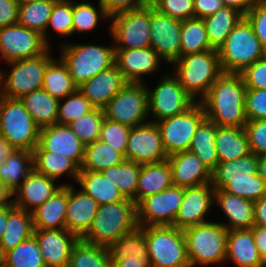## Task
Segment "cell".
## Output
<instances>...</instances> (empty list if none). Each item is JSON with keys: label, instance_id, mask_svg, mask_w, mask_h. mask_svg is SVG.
<instances>
[{"label": "cell", "instance_id": "6da1fadb", "mask_svg": "<svg viewBox=\"0 0 266 267\" xmlns=\"http://www.w3.org/2000/svg\"><path fill=\"white\" fill-rule=\"evenodd\" d=\"M246 89L240 74L222 73L200 101L206 117L217 126L244 127Z\"/></svg>", "mask_w": 266, "mask_h": 267}, {"label": "cell", "instance_id": "7a4b0ae2", "mask_svg": "<svg viewBox=\"0 0 266 267\" xmlns=\"http://www.w3.org/2000/svg\"><path fill=\"white\" fill-rule=\"evenodd\" d=\"M138 227L136 203L129 198L98 206L91 227L81 237L85 242L109 248L122 235Z\"/></svg>", "mask_w": 266, "mask_h": 267}, {"label": "cell", "instance_id": "3957f363", "mask_svg": "<svg viewBox=\"0 0 266 267\" xmlns=\"http://www.w3.org/2000/svg\"><path fill=\"white\" fill-rule=\"evenodd\" d=\"M223 73L240 74L246 67L266 56V50L243 17L217 49Z\"/></svg>", "mask_w": 266, "mask_h": 267}, {"label": "cell", "instance_id": "277c9868", "mask_svg": "<svg viewBox=\"0 0 266 267\" xmlns=\"http://www.w3.org/2000/svg\"><path fill=\"white\" fill-rule=\"evenodd\" d=\"M173 66L181 86L194 100L200 96L199 102L223 73L216 49L181 56Z\"/></svg>", "mask_w": 266, "mask_h": 267}, {"label": "cell", "instance_id": "5b68a950", "mask_svg": "<svg viewBox=\"0 0 266 267\" xmlns=\"http://www.w3.org/2000/svg\"><path fill=\"white\" fill-rule=\"evenodd\" d=\"M183 232L191 267L225 262L228 229L220 222L208 221Z\"/></svg>", "mask_w": 266, "mask_h": 267}, {"label": "cell", "instance_id": "8992f818", "mask_svg": "<svg viewBox=\"0 0 266 267\" xmlns=\"http://www.w3.org/2000/svg\"><path fill=\"white\" fill-rule=\"evenodd\" d=\"M61 48L59 57L67 66L72 81L77 87L115 64L114 44L105 47L64 42Z\"/></svg>", "mask_w": 266, "mask_h": 267}, {"label": "cell", "instance_id": "52a82bcc", "mask_svg": "<svg viewBox=\"0 0 266 267\" xmlns=\"http://www.w3.org/2000/svg\"><path fill=\"white\" fill-rule=\"evenodd\" d=\"M141 228L145 232L150 267H191L183 230L173 225Z\"/></svg>", "mask_w": 266, "mask_h": 267}, {"label": "cell", "instance_id": "ba28073f", "mask_svg": "<svg viewBox=\"0 0 266 267\" xmlns=\"http://www.w3.org/2000/svg\"><path fill=\"white\" fill-rule=\"evenodd\" d=\"M40 127L20 99L0 95V136L16 150L33 152L38 145Z\"/></svg>", "mask_w": 266, "mask_h": 267}, {"label": "cell", "instance_id": "9c48e42d", "mask_svg": "<svg viewBox=\"0 0 266 267\" xmlns=\"http://www.w3.org/2000/svg\"><path fill=\"white\" fill-rule=\"evenodd\" d=\"M49 53L50 48L40 56L9 62L12 66L10 73L0 71V95L21 99L24 95L41 89L45 69L53 59Z\"/></svg>", "mask_w": 266, "mask_h": 267}, {"label": "cell", "instance_id": "30bf717a", "mask_svg": "<svg viewBox=\"0 0 266 267\" xmlns=\"http://www.w3.org/2000/svg\"><path fill=\"white\" fill-rule=\"evenodd\" d=\"M104 118L135 127L146 123L147 85L128 82L103 108Z\"/></svg>", "mask_w": 266, "mask_h": 267}, {"label": "cell", "instance_id": "8fae6325", "mask_svg": "<svg viewBox=\"0 0 266 267\" xmlns=\"http://www.w3.org/2000/svg\"><path fill=\"white\" fill-rule=\"evenodd\" d=\"M206 118L203 105L197 101L185 112L157 121L166 154L189 150L192 139Z\"/></svg>", "mask_w": 266, "mask_h": 267}, {"label": "cell", "instance_id": "7c38bea8", "mask_svg": "<svg viewBox=\"0 0 266 267\" xmlns=\"http://www.w3.org/2000/svg\"><path fill=\"white\" fill-rule=\"evenodd\" d=\"M109 19L113 20L109 28L115 49L151 47L150 5L118 13Z\"/></svg>", "mask_w": 266, "mask_h": 267}, {"label": "cell", "instance_id": "4fadbf2b", "mask_svg": "<svg viewBox=\"0 0 266 267\" xmlns=\"http://www.w3.org/2000/svg\"><path fill=\"white\" fill-rule=\"evenodd\" d=\"M154 90L147 87L148 113L153 114L152 122L161 121L188 110L196 101L184 90L177 76H162Z\"/></svg>", "mask_w": 266, "mask_h": 267}, {"label": "cell", "instance_id": "5bb4252c", "mask_svg": "<svg viewBox=\"0 0 266 267\" xmlns=\"http://www.w3.org/2000/svg\"><path fill=\"white\" fill-rule=\"evenodd\" d=\"M184 188L172 185L142 199L136 205L138 227L172 225L183 200Z\"/></svg>", "mask_w": 266, "mask_h": 267}, {"label": "cell", "instance_id": "9a60e30c", "mask_svg": "<svg viewBox=\"0 0 266 267\" xmlns=\"http://www.w3.org/2000/svg\"><path fill=\"white\" fill-rule=\"evenodd\" d=\"M49 48L43 35L19 23L0 29V57L7 63L40 56Z\"/></svg>", "mask_w": 266, "mask_h": 267}, {"label": "cell", "instance_id": "2e32d148", "mask_svg": "<svg viewBox=\"0 0 266 267\" xmlns=\"http://www.w3.org/2000/svg\"><path fill=\"white\" fill-rule=\"evenodd\" d=\"M161 132L152 120L131 127L125 159L139 164L159 163L167 160Z\"/></svg>", "mask_w": 266, "mask_h": 267}, {"label": "cell", "instance_id": "e0dca14e", "mask_svg": "<svg viewBox=\"0 0 266 267\" xmlns=\"http://www.w3.org/2000/svg\"><path fill=\"white\" fill-rule=\"evenodd\" d=\"M181 25V20L159 13L150 5V46L168 64L180 58Z\"/></svg>", "mask_w": 266, "mask_h": 267}, {"label": "cell", "instance_id": "ac0fdd59", "mask_svg": "<svg viewBox=\"0 0 266 267\" xmlns=\"http://www.w3.org/2000/svg\"><path fill=\"white\" fill-rule=\"evenodd\" d=\"M33 151H50V155L65 156L80 168L85 145L68 125L54 123L40 128L38 145Z\"/></svg>", "mask_w": 266, "mask_h": 267}, {"label": "cell", "instance_id": "d6986e66", "mask_svg": "<svg viewBox=\"0 0 266 267\" xmlns=\"http://www.w3.org/2000/svg\"><path fill=\"white\" fill-rule=\"evenodd\" d=\"M213 204H215V188L211 182L185 187L182 203L172 225L184 230L208 222L204 217H207Z\"/></svg>", "mask_w": 266, "mask_h": 267}, {"label": "cell", "instance_id": "ffe728a7", "mask_svg": "<svg viewBox=\"0 0 266 267\" xmlns=\"http://www.w3.org/2000/svg\"><path fill=\"white\" fill-rule=\"evenodd\" d=\"M46 267H67L71 251L79 237L65 229H34Z\"/></svg>", "mask_w": 266, "mask_h": 267}, {"label": "cell", "instance_id": "44dd1931", "mask_svg": "<svg viewBox=\"0 0 266 267\" xmlns=\"http://www.w3.org/2000/svg\"><path fill=\"white\" fill-rule=\"evenodd\" d=\"M161 57L152 48L115 49V65L125 79L132 83H143L142 76L159 69Z\"/></svg>", "mask_w": 266, "mask_h": 267}, {"label": "cell", "instance_id": "7402d4cb", "mask_svg": "<svg viewBox=\"0 0 266 267\" xmlns=\"http://www.w3.org/2000/svg\"><path fill=\"white\" fill-rule=\"evenodd\" d=\"M127 83L123 73L114 64L82 83L77 89L94 108L103 109Z\"/></svg>", "mask_w": 266, "mask_h": 267}, {"label": "cell", "instance_id": "603a6c76", "mask_svg": "<svg viewBox=\"0 0 266 267\" xmlns=\"http://www.w3.org/2000/svg\"><path fill=\"white\" fill-rule=\"evenodd\" d=\"M54 181L56 180L33 169L13 192L16 195L13 199L14 206L32 212L64 185H56Z\"/></svg>", "mask_w": 266, "mask_h": 267}, {"label": "cell", "instance_id": "cb8c5ba5", "mask_svg": "<svg viewBox=\"0 0 266 267\" xmlns=\"http://www.w3.org/2000/svg\"><path fill=\"white\" fill-rule=\"evenodd\" d=\"M173 185L192 187L211 182V171L191 151H180L167 158Z\"/></svg>", "mask_w": 266, "mask_h": 267}, {"label": "cell", "instance_id": "d4e9b609", "mask_svg": "<svg viewBox=\"0 0 266 267\" xmlns=\"http://www.w3.org/2000/svg\"><path fill=\"white\" fill-rule=\"evenodd\" d=\"M98 203L82 189L76 191L68 183L65 228L81 238L91 227Z\"/></svg>", "mask_w": 266, "mask_h": 267}, {"label": "cell", "instance_id": "484cf974", "mask_svg": "<svg viewBox=\"0 0 266 267\" xmlns=\"http://www.w3.org/2000/svg\"><path fill=\"white\" fill-rule=\"evenodd\" d=\"M226 260L232 261L237 267H264L251 228L228 230Z\"/></svg>", "mask_w": 266, "mask_h": 267}, {"label": "cell", "instance_id": "4316f807", "mask_svg": "<svg viewBox=\"0 0 266 267\" xmlns=\"http://www.w3.org/2000/svg\"><path fill=\"white\" fill-rule=\"evenodd\" d=\"M215 204L226 215L227 223H221L228 230L249 229L254 225V202L234 194L215 189Z\"/></svg>", "mask_w": 266, "mask_h": 267}, {"label": "cell", "instance_id": "83f0119b", "mask_svg": "<svg viewBox=\"0 0 266 267\" xmlns=\"http://www.w3.org/2000/svg\"><path fill=\"white\" fill-rule=\"evenodd\" d=\"M68 204V184L58 189L32 213L33 229H65V216Z\"/></svg>", "mask_w": 266, "mask_h": 267}, {"label": "cell", "instance_id": "f1b7e54d", "mask_svg": "<svg viewBox=\"0 0 266 267\" xmlns=\"http://www.w3.org/2000/svg\"><path fill=\"white\" fill-rule=\"evenodd\" d=\"M172 185V170L168 160L141 164L136 189V205L142 199L164 191Z\"/></svg>", "mask_w": 266, "mask_h": 267}, {"label": "cell", "instance_id": "f546056e", "mask_svg": "<svg viewBox=\"0 0 266 267\" xmlns=\"http://www.w3.org/2000/svg\"><path fill=\"white\" fill-rule=\"evenodd\" d=\"M215 144L219 162H229L251 153L244 127L217 126Z\"/></svg>", "mask_w": 266, "mask_h": 267}, {"label": "cell", "instance_id": "4dcf8cb0", "mask_svg": "<svg viewBox=\"0 0 266 267\" xmlns=\"http://www.w3.org/2000/svg\"><path fill=\"white\" fill-rule=\"evenodd\" d=\"M257 155L250 153L245 157L229 162H219L211 172V185L223 189L231 180L252 179L257 174Z\"/></svg>", "mask_w": 266, "mask_h": 267}, {"label": "cell", "instance_id": "1f68e13d", "mask_svg": "<svg viewBox=\"0 0 266 267\" xmlns=\"http://www.w3.org/2000/svg\"><path fill=\"white\" fill-rule=\"evenodd\" d=\"M77 183L98 205L114 203L125 199L115 183L101 172L80 170Z\"/></svg>", "mask_w": 266, "mask_h": 267}, {"label": "cell", "instance_id": "d6a6232c", "mask_svg": "<svg viewBox=\"0 0 266 267\" xmlns=\"http://www.w3.org/2000/svg\"><path fill=\"white\" fill-rule=\"evenodd\" d=\"M20 100L40 128L57 122L60 100L52 97L43 88L24 95Z\"/></svg>", "mask_w": 266, "mask_h": 267}, {"label": "cell", "instance_id": "836d02e7", "mask_svg": "<svg viewBox=\"0 0 266 267\" xmlns=\"http://www.w3.org/2000/svg\"><path fill=\"white\" fill-rule=\"evenodd\" d=\"M32 213L14 207L9 213L0 248L4 253L15 248L33 235Z\"/></svg>", "mask_w": 266, "mask_h": 267}, {"label": "cell", "instance_id": "e575fe53", "mask_svg": "<svg viewBox=\"0 0 266 267\" xmlns=\"http://www.w3.org/2000/svg\"><path fill=\"white\" fill-rule=\"evenodd\" d=\"M216 133L217 125L206 117L200 123L189 148L211 172L219 163L215 144Z\"/></svg>", "mask_w": 266, "mask_h": 267}, {"label": "cell", "instance_id": "d590c367", "mask_svg": "<svg viewBox=\"0 0 266 267\" xmlns=\"http://www.w3.org/2000/svg\"><path fill=\"white\" fill-rule=\"evenodd\" d=\"M244 15L237 9L224 6L216 13L203 18L209 42L213 49H218L240 22Z\"/></svg>", "mask_w": 266, "mask_h": 267}, {"label": "cell", "instance_id": "8d00e7d4", "mask_svg": "<svg viewBox=\"0 0 266 267\" xmlns=\"http://www.w3.org/2000/svg\"><path fill=\"white\" fill-rule=\"evenodd\" d=\"M33 169V152L14 150L0 164V181L14 192Z\"/></svg>", "mask_w": 266, "mask_h": 267}, {"label": "cell", "instance_id": "74e56055", "mask_svg": "<svg viewBox=\"0 0 266 267\" xmlns=\"http://www.w3.org/2000/svg\"><path fill=\"white\" fill-rule=\"evenodd\" d=\"M57 0H44L32 3L19 4L18 21L22 26L34 30L41 35L46 44L50 47L47 25L54 3Z\"/></svg>", "mask_w": 266, "mask_h": 267}, {"label": "cell", "instance_id": "f35d334b", "mask_svg": "<svg viewBox=\"0 0 266 267\" xmlns=\"http://www.w3.org/2000/svg\"><path fill=\"white\" fill-rule=\"evenodd\" d=\"M125 156L101 140L85 146L84 159L80 170L101 172L125 161Z\"/></svg>", "mask_w": 266, "mask_h": 267}, {"label": "cell", "instance_id": "ab89813d", "mask_svg": "<svg viewBox=\"0 0 266 267\" xmlns=\"http://www.w3.org/2000/svg\"><path fill=\"white\" fill-rule=\"evenodd\" d=\"M42 88L52 97L62 100L73 94L78 87L73 83L64 62L60 58L58 61L53 58L45 69Z\"/></svg>", "mask_w": 266, "mask_h": 267}, {"label": "cell", "instance_id": "60d3db41", "mask_svg": "<svg viewBox=\"0 0 266 267\" xmlns=\"http://www.w3.org/2000/svg\"><path fill=\"white\" fill-rule=\"evenodd\" d=\"M34 169L47 177L58 179L66 172L77 182L80 168L69 158L50 155V151H33Z\"/></svg>", "mask_w": 266, "mask_h": 267}, {"label": "cell", "instance_id": "b9f144b4", "mask_svg": "<svg viewBox=\"0 0 266 267\" xmlns=\"http://www.w3.org/2000/svg\"><path fill=\"white\" fill-rule=\"evenodd\" d=\"M180 39V57L213 50L201 18L182 20Z\"/></svg>", "mask_w": 266, "mask_h": 267}, {"label": "cell", "instance_id": "7bdbcfd3", "mask_svg": "<svg viewBox=\"0 0 266 267\" xmlns=\"http://www.w3.org/2000/svg\"><path fill=\"white\" fill-rule=\"evenodd\" d=\"M110 262L108 248L79 238L72 248L67 267H110Z\"/></svg>", "mask_w": 266, "mask_h": 267}, {"label": "cell", "instance_id": "ee69618b", "mask_svg": "<svg viewBox=\"0 0 266 267\" xmlns=\"http://www.w3.org/2000/svg\"><path fill=\"white\" fill-rule=\"evenodd\" d=\"M141 164L125 160L122 164L109 167L101 173L118 187L125 198L136 203V189Z\"/></svg>", "mask_w": 266, "mask_h": 267}, {"label": "cell", "instance_id": "f6af8a7d", "mask_svg": "<svg viewBox=\"0 0 266 267\" xmlns=\"http://www.w3.org/2000/svg\"><path fill=\"white\" fill-rule=\"evenodd\" d=\"M111 261H122L129 255L135 257H149L145 232L137 227L132 232L122 235L109 248Z\"/></svg>", "mask_w": 266, "mask_h": 267}, {"label": "cell", "instance_id": "bcb514c9", "mask_svg": "<svg viewBox=\"0 0 266 267\" xmlns=\"http://www.w3.org/2000/svg\"><path fill=\"white\" fill-rule=\"evenodd\" d=\"M5 267H46L34 235L5 253Z\"/></svg>", "mask_w": 266, "mask_h": 267}, {"label": "cell", "instance_id": "7dc6e473", "mask_svg": "<svg viewBox=\"0 0 266 267\" xmlns=\"http://www.w3.org/2000/svg\"><path fill=\"white\" fill-rule=\"evenodd\" d=\"M103 120V109L94 108L88 114L71 121L67 125L86 146L99 139Z\"/></svg>", "mask_w": 266, "mask_h": 267}, {"label": "cell", "instance_id": "c3c4849f", "mask_svg": "<svg viewBox=\"0 0 266 267\" xmlns=\"http://www.w3.org/2000/svg\"><path fill=\"white\" fill-rule=\"evenodd\" d=\"M85 1L86 0L81 3H73L72 34L94 30L100 17L109 18L99 0V8L97 9L93 4Z\"/></svg>", "mask_w": 266, "mask_h": 267}, {"label": "cell", "instance_id": "681fc988", "mask_svg": "<svg viewBox=\"0 0 266 267\" xmlns=\"http://www.w3.org/2000/svg\"><path fill=\"white\" fill-rule=\"evenodd\" d=\"M65 102H59L57 122L58 124H69L71 121L91 112L94 107L77 89L73 94L66 96Z\"/></svg>", "mask_w": 266, "mask_h": 267}, {"label": "cell", "instance_id": "f907efd6", "mask_svg": "<svg viewBox=\"0 0 266 267\" xmlns=\"http://www.w3.org/2000/svg\"><path fill=\"white\" fill-rule=\"evenodd\" d=\"M222 190L255 202L266 196V183L255 174L252 179L231 180Z\"/></svg>", "mask_w": 266, "mask_h": 267}, {"label": "cell", "instance_id": "816d5d0a", "mask_svg": "<svg viewBox=\"0 0 266 267\" xmlns=\"http://www.w3.org/2000/svg\"><path fill=\"white\" fill-rule=\"evenodd\" d=\"M130 130L131 127L128 125L104 118L101 125L99 140L109 144V146L125 156Z\"/></svg>", "mask_w": 266, "mask_h": 267}, {"label": "cell", "instance_id": "f5cc1de1", "mask_svg": "<svg viewBox=\"0 0 266 267\" xmlns=\"http://www.w3.org/2000/svg\"><path fill=\"white\" fill-rule=\"evenodd\" d=\"M73 2L70 0H57L51 11L47 28L52 26L61 37L72 35Z\"/></svg>", "mask_w": 266, "mask_h": 267}, {"label": "cell", "instance_id": "db71d44e", "mask_svg": "<svg viewBox=\"0 0 266 267\" xmlns=\"http://www.w3.org/2000/svg\"><path fill=\"white\" fill-rule=\"evenodd\" d=\"M151 6L159 13L181 21L195 18L194 0H151Z\"/></svg>", "mask_w": 266, "mask_h": 267}, {"label": "cell", "instance_id": "11a10c76", "mask_svg": "<svg viewBox=\"0 0 266 267\" xmlns=\"http://www.w3.org/2000/svg\"><path fill=\"white\" fill-rule=\"evenodd\" d=\"M251 153L266 154V119L248 120L244 126Z\"/></svg>", "mask_w": 266, "mask_h": 267}, {"label": "cell", "instance_id": "9f6ffc18", "mask_svg": "<svg viewBox=\"0 0 266 267\" xmlns=\"http://www.w3.org/2000/svg\"><path fill=\"white\" fill-rule=\"evenodd\" d=\"M244 105L247 120L266 119V89H246Z\"/></svg>", "mask_w": 266, "mask_h": 267}, {"label": "cell", "instance_id": "6f0895ef", "mask_svg": "<svg viewBox=\"0 0 266 267\" xmlns=\"http://www.w3.org/2000/svg\"><path fill=\"white\" fill-rule=\"evenodd\" d=\"M240 75L247 89H266V56L246 67Z\"/></svg>", "mask_w": 266, "mask_h": 267}, {"label": "cell", "instance_id": "680465c9", "mask_svg": "<svg viewBox=\"0 0 266 267\" xmlns=\"http://www.w3.org/2000/svg\"><path fill=\"white\" fill-rule=\"evenodd\" d=\"M253 31L266 50V0L257 3L244 15Z\"/></svg>", "mask_w": 266, "mask_h": 267}, {"label": "cell", "instance_id": "91938a15", "mask_svg": "<svg viewBox=\"0 0 266 267\" xmlns=\"http://www.w3.org/2000/svg\"><path fill=\"white\" fill-rule=\"evenodd\" d=\"M106 14L110 17L126 11L151 5V0H99Z\"/></svg>", "mask_w": 266, "mask_h": 267}, {"label": "cell", "instance_id": "94428289", "mask_svg": "<svg viewBox=\"0 0 266 267\" xmlns=\"http://www.w3.org/2000/svg\"><path fill=\"white\" fill-rule=\"evenodd\" d=\"M18 8L17 0H0V29L17 23Z\"/></svg>", "mask_w": 266, "mask_h": 267}, {"label": "cell", "instance_id": "6125c7cd", "mask_svg": "<svg viewBox=\"0 0 266 267\" xmlns=\"http://www.w3.org/2000/svg\"><path fill=\"white\" fill-rule=\"evenodd\" d=\"M224 6L223 0H194L195 18L211 16Z\"/></svg>", "mask_w": 266, "mask_h": 267}, {"label": "cell", "instance_id": "be15d7a7", "mask_svg": "<svg viewBox=\"0 0 266 267\" xmlns=\"http://www.w3.org/2000/svg\"><path fill=\"white\" fill-rule=\"evenodd\" d=\"M110 267H150L149 257H135L129 255L122 261H111Z\"/></svg>", "mask_w": 266, "mask_h": 267}, {"label": "cell", "instance_id": "e7e4bbea", "mask_svg": "<svg viewBox=\"0 0 266 267\" xmlns=\"http://www.w3.org/2000/svg\"><path fill=\"white\" fill-rule=\"evenodd\" d=\"M254 225L266 227V196L254 202Z\"/></svg>", "mask_w": 266, "mask_h": 267}, {"label": "cell", "instance_id": "03108f58", "mask_svg": "<svg viewBox=\"0 0 266 267\" xmlns=\"http://www.w3.org/2000/svg\"><path fill=\"white\" fill-rule=\"evenodd\" d=\"M251 230L255 245L263 257L266 254V227L253 225Z\"/></svg>", "mask_w": 266, "mask_h": 267}, {"label": "cell", "instance_id": "003e7915", "mask_svg": "<svg viewBox=\"0 0 266 267\" xmlns=\"http://www.w3.org/2000/svg\"><path fill=\"white\" fill-rule=\"evenodd\" d=\"M258 0H223V3L227 7H231L240 11L245 15Z\"/></svg>", "mask_w": 266, "mask_h": 267}, {"label": "cell", "instance_id": "a7ac6f4b", "mask_svg": "<svg viewBox=\"0 0 266 267\" xmlns=\"http://www.w3.org/2000/svg\"><path fill=\"white\" fill-rule=\"evenodd\" d=\"M12 196L13 192L0 181V209L13 204V199L10 200Z\"/></svg>", "mask_w": 266, "mask_h": 267}, {"label": "cell", "instance_id": "89a4df30", "mask_svg": "<svg viewBox=\"0 0 266 267\" xmlns=\"http://www.w3.org/2000/svg\"><path fill=\"white\" fill-rule=\"evenodd\" d=\"M16 149L10 143L0 136V164L4 163L7 157Z\"/></svg>", "mask_w": 266, "mask_h": 267}, {"label": "cell", "instance_id": "2644e50d", "mask_svg": "<svg viewBox=\"0 0 266 267\" xmlns=\"http://www.w3.org/2000/svg\"><path fill=\"white\" fill-rule=\"evenodd\" d=\"M14 204L0 209V240L3 236L5 225L7 223L8 213L14 208Z\"/></svg>", "mask_w": 266, "mask_h": 267}, {"label": "cell", "instance_id": "8c879c8a", "mask_svg": "<svg viewBox=\"0 0 266 267\" xmlns=\"http://www.w3.org/2000/svg\"><path fill=\"white\" fill-rule=\"evenodd\" d=\"M258 168L257 174L265 181L266 183V154L258 155Z\"/></svg>", "mask_w": 266, "mask_h": 267}, {"label": "cell", "instance_id": "753ad0ef", "mask_svg": "<svg viewBox=\"0 0 266 267\" xmlns=\"http://www.w3.org/2000/svg\"><path fill=\"white\" fill-rule=\"evenodd\" d=\"M0 267H5V253L0 248Z\"/></svg>", "mask_w": 266, "mask_h": 267}, {"label": "cell", "instance_id": "34e18365", "mask_svg": "<svg viewBox=\"0 0 266 267\" xmlns=\"http://www.w3.org/2000/svg\"><path fill=\"white\" fill-rule=\"evenodd\" d=\"M17 1H18L19 4H25V3L44 1V0H17Z\"/></svg>", "mask_w": 266, "mask_h": 267}, {"label": "cell", "instance_id": "11e5206c", "mask_svg": "<svg viewBox=\"0 0 266 267\" xmlns=\"http://www.w3.org/2000/svg\"><path fill=\"white\" fill-rule=\"evenodd\" d=\"M263 265L266 267V254L263 256Z\"/></svg>", "mask_w": 266, "mask_h": 267}]
</instances>
